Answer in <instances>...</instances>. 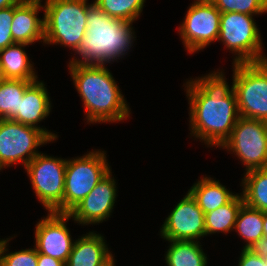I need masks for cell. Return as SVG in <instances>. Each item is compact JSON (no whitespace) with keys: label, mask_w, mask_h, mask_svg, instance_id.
Wrapping results in <instances>:
<instances>
[{"label":"cell","mask_w":267,"mask_h":266,"mask_svg":"<svg viewBox=\"0 0 267 266\" xmlns=\"http://www.w3.org/2000/svg\"><path fill=\"white\" fill-rule=\"evenodd\" d=\"M67 159L39 153L25 167L32 188L48 212L63 213Z\"/></svg>","instance_id":"obj_8"},{"label":"cell","mask_w":267,"mask_h":266,"mask_svg":"<svg viewBox=\"0 0 267 266\" xmlns=\"http://www.w3.org/2000/svg\"><path fill=\"white\" fill-rule=\"evenodd\" d=\"M184 86L189 100L190 136L207 147H221L240 118L233 82L230 88L223 71L217 70L188 80Z\"/></svg>","instance_id":"obj_1"},{"label":"cell","mask_w":267,"mask_h":266,"mask_svg":"<svg viewBox=\"0 0 267 266\" xmlns=\"http://www.w3.org/2000/svg\"><path fill=\"white\" fill-rule=\"evenodd\" d=\"M234 230L246 242L243 249H250L257 241L264 237L263 212L244 203L238 213Z\"/></svg>","instance_id":"obj_23"},{"label":"cell","mask_w":267,"mask_h":266,"mask_svg":"<svg viewBox=\"0 0 267 266\" xmlns=\"http://www.w3.org/2000/svg\"><path fill=\"white\" fill-rule=\"evenodd\" d=\"M145 0H95L94 3L107 15L127 22L138 20Z\"/></svg>","instance_id":"obj_25"},{"label":"cell","mask_w":267,"mask_h":266,"mask_svg":"<svg viewBox=\"0 0 267 266\" xmlns=\"http://www.w3.org/2000/svg\"><path fill=\"white\" fill-rule=\"evenodd\" d=\"M87 0H45L44 43L78 50L86 33Z\"/></svg>","instance_id":"obj_4"},{"label":"cell","mask_w":267,"mask_h":266,"mask_svg":"<svg viewBox=\"0 0 267 266\" xmlns=\"http://www.w3.org/2000/svg\"><path fill=\"white\" fill-rule=\"evenodd\" d=\"M244 203L262 212L267 211V168L245 172L241 185Z\"/></svg>","instance_id":"obj_22"},{"label":"cell","mask_w":267,"mask_h":266,"mask_svg":"<svg viewBox=\"0 0 267 266\" xmlns=\"http://www.w3.org/2000/svg\"><path fill=\"white\" fill-rule=\"evenodd\" d=\"M221 12H237L248 15H260L267 13L266 0H210Z\"/></svg>","instance_id":"obj_27"},{"label":"cell","mask_w":267,"mask_h":266,"mask_svg":"<svg viewBox=\"0 0 267 266\" xmlns=\"http://www.w3.org/2000/svg\"><path fill=\"white\" fill-rule=\"evenodd\" d=\"M71 216L66 213L49 212L35 225V248L38 253L67 263L74 240L66 222Z\"/></svg>","instance_id":"obj_13"},{"label":"cell","mask_w":267,"mask_h":266,"mask_svg":"<svg viewBox=\"0 0 267 266\" xmlns=\"http://www.w3.org/2000/svg\"><path fill=\"white\" fill-rule=\"evenodd\" d=\"M27 44L14 43L0 50V74L4 79H21L36 81V75L32 61H29L25 47Z\"/></svg>","instance_id":"obj_18"},{"label":"cell","mask_w":267,"mask_h":266,"mask_svg":"<svg viewBox=\"0 0 267 266\" xmlns=\"http://www.w3.org/2000/svg\"><path fill=\"white\" fill-rule=\"evenodd\" d=\"M161 226L164 240L198 241L205 236V214L188 193L178 201Z\"/></svg>","instance_id":"obj_12"},{"label":"cell","mask_w":267,"mask_h":266,"mask_svg":"<svg viewBox=\"0 0 267 266\" xmlns=\"http://www.w3.org/2000/svg\"><path fill=\"white\" fill-rule=\"evenodd\" d=\"M22 0H0V9L7 8L13 5H17Z\"/></svg>","instance_id":"obj_32"},{"label":"cell","mask_w":267,"mask_h":266,"mask_svg":"<svg viewBox=\"0 0 267 266\" xmlns=\"http://www.w3.org/2000/svg\"><path fill=\"white\" fill-rule=\"evenodd\" d=\"M132 23L113 18L91 3L87 10L86 33L75 52L80 57L72 58L69 64L106 65L122 59L136 38Z\"/></svg>","instance_id":"obj_3"},{"label":"cell","mask_w":267,"mask_h":266,"mask_svg":"<svg viewBox=\"0 0 267 266\" xmlns=\"http://www.w3.org/2000/svg\"><path fill=\"white\" fill-rule=\"evenodd\" d=\"M233 66V88L240 117L267 122V60Z\"/></svg>","instance_id":"obj_6"},{"label":"cell","mask_w":267,"mask_h":266,"mask_svg":"<svg viewBox=\"0 0 267 266\" xmlns=\"http://www.w3.org/2000/svg\"><path fill=\"white\" fill-rule=\"evenodd\" d=\"M249 250H251L255 255L267 258V237L264 236L261 238Z\"/></svg>","instance_id":"obj_31"},{"label":"cell","mask_w":267,"mask_h":266,"mask_svg":"<svg viewBox=\"0 0 267 266\" xmlns=\"http://www.w3.org/2000/svg\"><path fill=\"white\" fill-rule=\"evenodd\" d=\"M221 12L210 0H194L179 26L182 43L189 54L217 41L220 33Z\"/></svg>","instance_id":"obj_11"},{"label":"cell","mask_w":267,"mask_h":266,"mask_svg":"<svg viewBox=\"0 0 267 266\" xmlns=\"http://www.w3.org/2000/svg\"><path fill=\"white\" fill-rule=\"evenodd\" d=\"M166 241L170 242L165 254L167 266H207V254L199 241Z\"/></svg>","instance_id":"obj_20"},{"label":"cell","mask_w":267,"mask_h":266,"mask_svg":"<svg viewBox=\"0 0 267 266\" xmlns=\"http://www.w3.org/2000/svg\"><path fill=\"white\" fill-rule=\"evenodd\" d=\"M37 266H66V263L59 259L38 253Z\"/></svg>","instance_id":"obj_30"},{"label":"cell","mask_w":267,"mask_h":266,"mask_svg":"<svg viewBox=\"0 0 267 266\" xmlns=\"http://www.w3.org/2000/svg\"><path fill=\"white\" fill-rule=\"evenodd\" d=\"M33 81L2 79L0 82V119H13L19 113L20 100Z\"/></svg>","instance_id":"obj_24"},{"label":"cell","mask_w":267,"mask_h":266,"mask_svg":"<svg viewBox=\"0 0 267 266\" xmlns=\"http://www.w3.org/2000/svg\"><path fill=\"white\" fill-rule=\"evenodd\" d=\"M50 142L41 129L0 119V164L4 169L20 162L25 167L40 153L36 149Z\"/></svg>","instance_id":"obj_9"},{"label":"cell","mask_w":267,"mask_h":266,"mask_svg":"<svg viewBox=\"0 0 267 266\" xmlns=\"http://www.w3.org/2000/svg\"><path fill=\"white\" fill-rule=\"evenodd\" d=\"M105 151H90L82 157L67 159L63 213L77 206L111 170Z\"/></svg>","instance_id":"obj_7"},{"label":"cell","mask_w":267,"mask_h":266,"mask_svg":"<svg viewBox=\"0 0 267 266\" xmlns=\"http://www.w3.org/2000/svg\"><path fill=\"white\" fill-rule=\"evenodd\" d=\"M14 17V5L0 9V50L14 44L11 25Z\"/></svg>","instance_id":"obj_28"},{"label":"cell","mask_w":267,"mask_h":266,"mask_svg":"<svg viewBox=\"0 0 267 266\" xmlns=\"http://www.w3.org/2000/svg\"><path fill=\"white\" fill-rule=\"evenodd\" d=\"M113 257L104 236L90 231L75 240L66 266H105Z\"/></svg>","instance_id":"obj_17"},{"label":"cell","mask_w":267,"mask_h":266,"mask_svg":"<svg viewBox=\"0 0 267 266\" xmlns=\"http://www.w3.org/2000/svg\"><path fill=\"white\" fill-rule=\"evenodd\" d=\"M42 0H22L14 5V17L11 25L14 43L33 44L43 41L44 18H38L39 11H43Z\"/></svg>","instance_id":"obj_16"},{"label":"cell","mask_w":267,"mask_h":266,"mask_svg":"<svg viewBox=\"0 0 267 266\" xmlns=\"http://www.w3.org/2000/svg\"><path fill=\"white\" fill-rule=\"evenodd\" d=\"M12 238L2 239L0 243V266H37L38 252L35 247L7 252L8 242Z\"/></svg>","instance_id":"obj_26"},{"label":"cell","mask_w":267,"mask_h":266,"mask_svg":"<svg viewBox=\"0 0 267 266\" xmlns=\"http://www.w3.org/2000/svg\"><path fill=\"white\" fill-rule=\"evenodd\" d=\"M253 15L237 12L221 13L217 41L234 53L233 64L267 60L263 52L261 33ZM237 55V56H236Z\"/></svg>","instance_id":"obj_5"},{"label":"cell","mask_w":267,"mask_h":266,"mask_svg":"<svg viewBox=\"0 0 267 266\" xmlns=\"http://www.w3.org/2000/svg\"><path fill=\"white\" fill-rule=\"evenodd\" d=\"M241 251L238 266H266L265 258L255 255L249 249H243Z\"/></svg>","instance_id":"obj_29"},{"label":"cell","mask_w":267,"mask_h":266,"mask_svg":"<svg viewBox=\"0 0 267 266\" xmlns=\"http://www.w3.org/2000/svg\"><path fill=\"white\" fill-rule=\"evenodd\" d=\"M68 67L88 123H114L130 117V107L105 65L69 64Z\"/></svg>","instance_id":"obj_2"},{"label":"cell","mask_w":267,"mask_h":266,"mask_svg":"<svg viewBox=\"0 0 267 266\" xmlns=\"http://www.w3.org/2000/svg\"><path fill=\"white\" fill-rule=\"evenodd\" d=\"M115 259L114 257L105 265V266H115Z\"/></svg>","instance_id":"obj_34"},{"label":"cell","mask_w":267,"mask_h":266,"mask_svg":"<svg viewBox=\"0 0 267 266\" xmlns=\"http://www.w3.org/2000/svg\"><path fill=\"white\" fill-rule=\"evenodd\" d=\"M221 148L233 152L246 172L267 168V122L240 117Z\"/></svg>","instance_id":"obj_10"},{"label":"cell","mask_w":267,"mask_h":266,"mask_svg":"<svg viewBox=\"0 0 267 266\" xmlns=\"http://www.w3.org/2000/svg\"><path fill=\"white\" fill-rule=\"evenodd\" d=\"M205 213L227 204L236 194L229 191L218 180L211 177H201L188 190Z\"/></svg>","instance_id":"obj_19"},{"label":"cell","mask_w":267,"mask_h":266,"mask_svg":"<svg viewBox=\"0 0 267 266\" xmlns=\"http://www.w3.org/2000/svg\"><path fill=\"white\" fill-rule=\"evenodd\" d=\"M244 204L242 194H236L227 204L205 213V236L214 233H229L235 227L238 213Z\"/></svg>","instance_id":"obj_21"},{"label":"cell","mask_w":267,"mask_h":266,"mask_svg":"<svg viewBox=\"0 0 267 266\" xmlns=\"http://www.w3.org/2000/svg\"><path fill=\"white\" fill-rule=\"evenodd\" d=\"M111 170L100 180L93 190L68 214L82 225L99 224L106 221L114 208L117 188Z\"/></svg>","instance_id":"obj_14"},{"label":"cell","mask_w":267,"mask_h":266,"mask_svg":"<svg viewBox=\"0 0 267 266\" xmlns=\"http://www.w3.org/2000/svg\"><path fill=\"white\" fill-rule=\"evenodd\" d=\"M43 81H33L20 100L19 113L13 121L41 129L52 141L58 136L46 128H40L38 122L45 120L51 112V99Z\"/></svg>","instance_id":"obj_15"},{"label":"cell","mask_w":267,"mask_h":266,"mask_svg":"<svg viewBox=\"0 0 267 266\" xmlns=\"http://www.w3.org/2000/svg\"><path fill=\"white\" fill-rule=\"evenodd\" d=\"M263 234L267 237V211L263 212Z\"/></svg>","instance_id":"obj_33"}]
</instances>
